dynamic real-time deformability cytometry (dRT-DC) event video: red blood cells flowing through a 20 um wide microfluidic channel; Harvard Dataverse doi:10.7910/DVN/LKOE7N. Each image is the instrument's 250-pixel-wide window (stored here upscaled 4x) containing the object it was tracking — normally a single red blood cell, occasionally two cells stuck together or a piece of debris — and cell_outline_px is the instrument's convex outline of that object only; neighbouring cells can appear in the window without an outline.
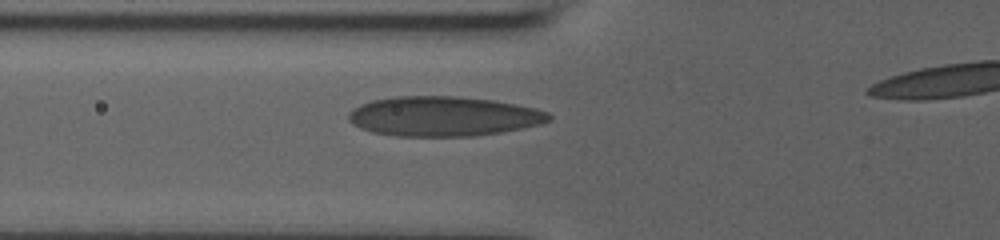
{"species": "human", "species_latin": "Homo sapiens", "temperature_condition": "room temperature", "stored_images_in_passage": 11, "segment_of_instrument_passage": [1, 2], "camera_frame_rate_fps": 3000, "um_per_image_px": 0.085, "donor": {"sex": "male"}, "frame": {"image": 1, "passage_image": 10, "time_ms": 3.0, "image_size_px": [1000, 240], "cell_outline_px": [[552, 120], [540, 124], [500, 132], [476, 136], [396, 136], [372, 132], [360, 128], [352, 124], [348, 120], [348, 112], [352, 108], [360, 104], [372, 100], [396, 96], [456, 96], [492, 100], [516, 104], [536, 108], [548, 112], [552, 116]], "centroid_in_image_um": [37.66, 9.88], "position_along_channel_um": 88.1, "area_um2": 46.64}}